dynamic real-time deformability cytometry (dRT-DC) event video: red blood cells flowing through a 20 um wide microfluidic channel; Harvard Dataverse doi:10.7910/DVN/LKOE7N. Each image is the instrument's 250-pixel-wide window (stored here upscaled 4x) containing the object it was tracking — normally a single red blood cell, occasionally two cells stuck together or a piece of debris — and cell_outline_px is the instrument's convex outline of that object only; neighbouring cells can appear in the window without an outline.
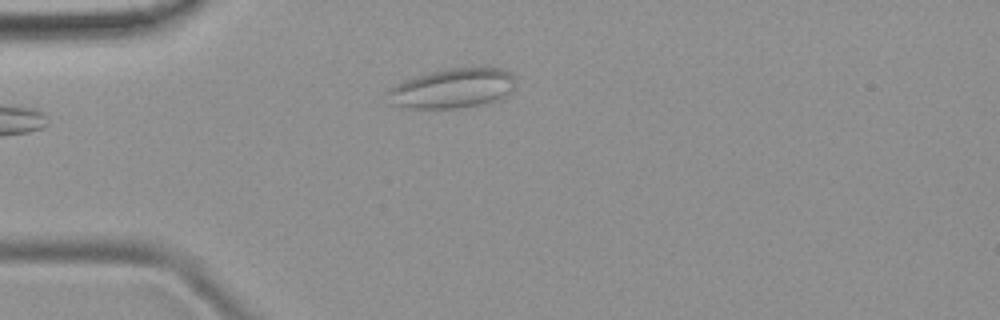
{"species": "common noctule bat (a hibernating species)", "species_latin": "Nyctalus noctula", "temperature_condition": "room temperature", "stored_images_in_passage": 2, "camera_frame_rate_fps": 3000, "um_per_image_px": 0.085, "animal": {"sex": "female", "body_mass_g": 19.9}, "frame": {"image": 1, "passage_image": 2, "time_ms": 1.333, "image_size_px": [1000, 320], "cell_outline_px": [[516, 84], [508, 96], [492, 104], [456, 108], [412, 108], [392, 104], [388, 92], [396, 84], [416, 76], [432, 72], [452, 68], [484, 64], [500, 68], [512, 72], [516, 76]], "centroid_in_image_um": [38.65, 7.48], "position_along_channel_um": 46.3, "area_um2": 30.4}}